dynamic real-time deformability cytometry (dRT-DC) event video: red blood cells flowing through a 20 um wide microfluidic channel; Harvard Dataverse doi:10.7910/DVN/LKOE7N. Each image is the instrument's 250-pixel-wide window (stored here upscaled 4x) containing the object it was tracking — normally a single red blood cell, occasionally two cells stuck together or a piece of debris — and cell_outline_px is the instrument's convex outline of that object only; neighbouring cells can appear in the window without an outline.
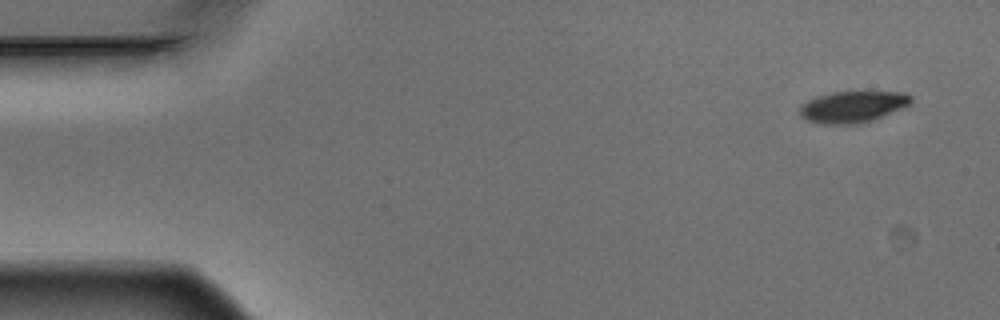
{"species": "Egyptian fruit bat (a non-hibernating species)", "species_latin": "Rousettus aegyptiacus", "temperature_condition": "warm", "stored_images_in_passage": 4, "camera_frame_rate_fps": 3000, "um_per_image_px": 0.085, "animal": {"sex": "male"}, "frame": {"image": 1, "passage_image": 1, "time_ms": 0.0, "image_size_px": [1000, 320], "cell_outline_px": [[912, 100], [908, 104], [900, 108], [872, 120], [856, 124], [824, 124], [804, 120], [800, 116], [800, 104], [816, 96], [832, 92], [904, 92], [912, 96]], "centroid_in_image_um": [72.41, 9.07], "position_along_channel_um": 12.6, "area_um2": 20.23}}
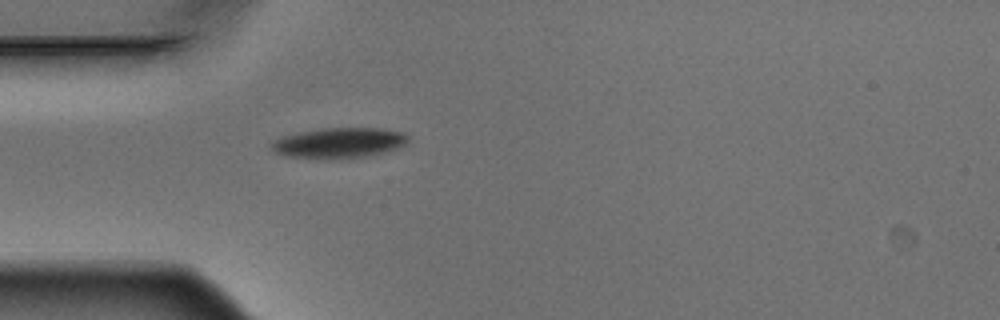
{"frame": {"image": 2, "passage_image": 4, "time_ms": 1.0, "image_size_px": [1000, 320], "cell_outline_px": [[408, 140], [400, 148], [388, 152], [364, 156], [328, 160], [324, 160], [288, 156], [276, 152], [268, 144], [284, 136], [300, 132], [324, 128], [380, 128], [404, 132], [408, 136]], "centroid_in_image_um": [28.85, 12.16], "position_along_channel_um": 56.1, "area_um2": 24.33}}